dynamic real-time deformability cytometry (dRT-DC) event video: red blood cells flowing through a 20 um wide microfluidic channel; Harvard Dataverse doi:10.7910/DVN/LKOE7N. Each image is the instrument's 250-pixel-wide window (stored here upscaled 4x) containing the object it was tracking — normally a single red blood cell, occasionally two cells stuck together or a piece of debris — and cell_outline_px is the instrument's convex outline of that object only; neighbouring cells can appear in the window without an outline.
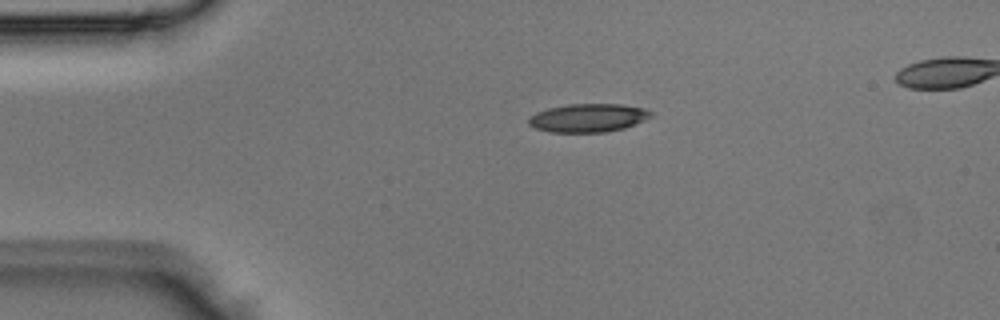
{"species": "Egyptian fruit bat (a non-hibernating species)", "species_latin": "Rousettus aegyptiacus", "temperature_condition": "room temperature", "stored_images_in_passage": 2, "segment_of_instrument_passage": [1, 2], "camera_frame_rate_fps": 3000, "um_per_image_px": 0.085, "animal": {"sex": "male"}, "frame": {"image": 1, "passage_image": 1, "time_ms": 0.0, "image_size_px": [1000, 320], "cell_outline_px": [[652, 116], [644, 120], [624, 128], [604, 132], [548, 132], [536, 128], [528, 124], [528, 116], [536, 112], [548, 108], [568, 104], [624, 104], [644, 108], [652, 112]], "centroid_in_image_um": [49.97, 10.01], "position_along_channel_um": 35.0, "area_um2": 20.29}}